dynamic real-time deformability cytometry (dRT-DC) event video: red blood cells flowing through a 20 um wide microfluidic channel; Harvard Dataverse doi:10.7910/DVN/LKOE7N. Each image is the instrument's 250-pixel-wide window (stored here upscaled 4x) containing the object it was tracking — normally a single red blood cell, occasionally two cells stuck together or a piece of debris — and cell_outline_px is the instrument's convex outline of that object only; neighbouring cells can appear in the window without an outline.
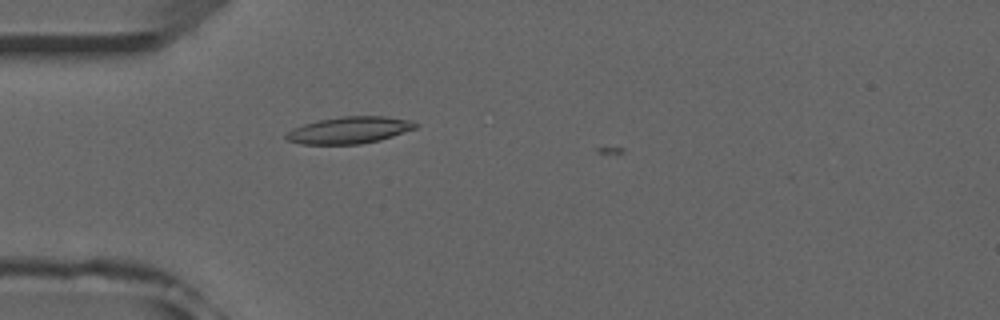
{"species": "common noctule bat (a hibernating species)", "species_latin": "Nyctalus noctula", "temperature_condition": "room temperature", "stored_images_in_passage": 7, "camera_frame_rate_fps": 3000, "um_per_image_px": 0.085, "animal": {"sex": "male", "forearm_length_mm": 52.5}, "frame": {"image": 1, "passage_image": 6, "time_ms": 1.667, "image_size_px": [1000, 320], "cell_outline_px": [[420, 124], [416, 128], [380, 140], [360, 144], [300, 144], [288, 140], [284, 136], [292, 128], [316, 120], [344, 116], [384, 116], [412, 120]], "centroid_in_image_um": [29.71, 11.05], "position_along_channel_um": 55.3, "area_um2": 20.29}}